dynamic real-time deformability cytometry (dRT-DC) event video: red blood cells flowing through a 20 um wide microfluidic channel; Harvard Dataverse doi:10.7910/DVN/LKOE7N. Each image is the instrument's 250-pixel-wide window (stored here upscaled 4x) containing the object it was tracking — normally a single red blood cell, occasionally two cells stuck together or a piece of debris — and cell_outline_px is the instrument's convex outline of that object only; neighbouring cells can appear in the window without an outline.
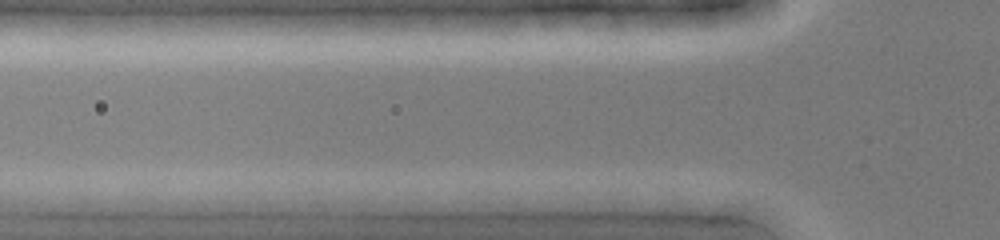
{"species": "common noctule bat (a hibernating species)", "species_latin": "Nyctalus noctula", "temperature_condition": "cold", "stored_images_in_passage": 3, "camera_frame_rate_fps": 3000, "um_per_image_px": 0.085, "animal": {"sex": "female", "body_mass_g": 19.0, "forearm_length_mm": 51.5}, "frame": {"image": 1, "passage_image": 2, "time_ms": 0.333, "image_size_px": [1000, 240], "cell_outline_px": [[588, 212], [568, 212], [392, 200], [472, 192], [576, 192], [588, 200]], "centroid_in_image_um": [43.69, 17.05], "position_along_channel_um": 82.1, "area_um2": 18.03}}